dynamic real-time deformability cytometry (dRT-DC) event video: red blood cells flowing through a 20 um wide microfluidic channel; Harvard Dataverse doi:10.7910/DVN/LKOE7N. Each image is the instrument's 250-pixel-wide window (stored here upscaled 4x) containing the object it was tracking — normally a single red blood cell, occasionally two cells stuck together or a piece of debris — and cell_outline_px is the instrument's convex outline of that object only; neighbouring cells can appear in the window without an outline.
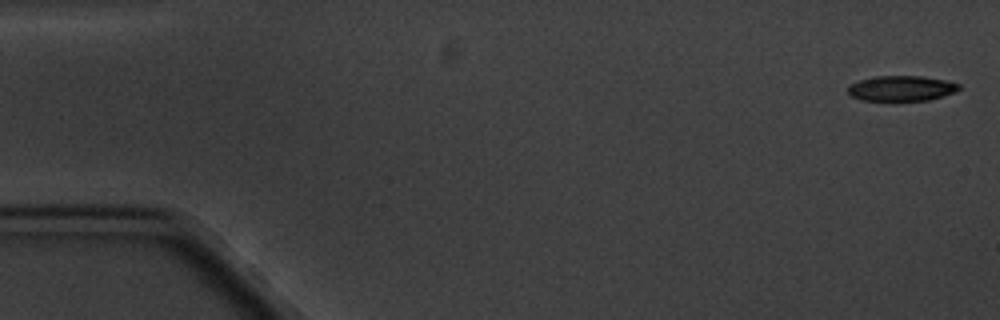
{"species": "common noctule bat (a hibernating species)", "species_latin": "Nyctalus noctula", "temperature_condition": "cold", "stored_images_in_passage": 3, "camera_frame_rate_fps": 3000, "um_per_image_px": 0.085, "animal": {"sex": "male", "body_mass_g": 20.1, "forearm_length_mm": 53.5}, "frame": {"image": 1, "passage_image": 1, "time_ms": 0.0, "image_size_px": [1000, 320], "cell_outline_px": [[960, 88], [952, 92], [928, 100], [860, 100], [852, 96], [848, 92], [848, 84], [860, 80], [876, 76], [924, 76], [948, 80], [960, 84]], "centroid_in_image_um": [76.6, 7.49], "position_along_channel_um": 8.4, "area_um2": 16.24}}